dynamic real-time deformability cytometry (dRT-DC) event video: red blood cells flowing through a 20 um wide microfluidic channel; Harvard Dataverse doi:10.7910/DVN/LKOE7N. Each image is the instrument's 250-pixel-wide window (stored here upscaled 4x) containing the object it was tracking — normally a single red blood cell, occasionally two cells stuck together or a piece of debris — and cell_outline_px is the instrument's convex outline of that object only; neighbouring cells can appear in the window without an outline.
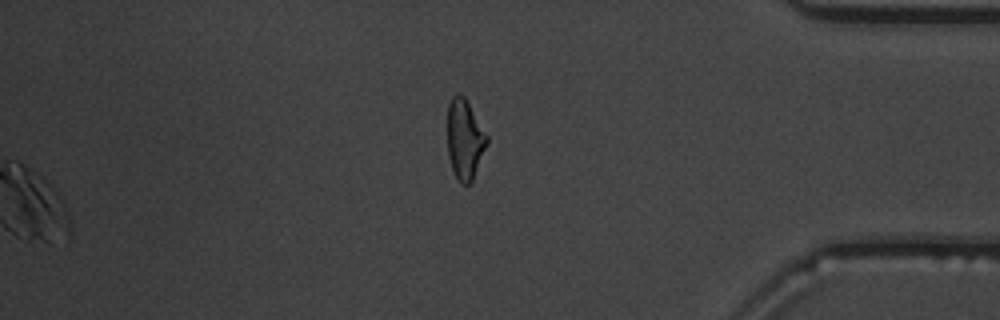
{"species": "common noctule bat (a hibernating species)", "species_latin": "Nyctalus noctula", "temperature_condition": "warm", "stored_images_in_passage": 49, "segment_of_instrument_passage": [2, 2], "camera_frame_rate_fps": 3000, "um_per_image_px": 0.085, "animal": {"sex": "male", "body_mass_g": 19.5, "forearm_length_mm": 54.6}, "frame": {"image": 1, "passage_image": 49, "time_ms": 16.0, "image_size_px": [1000, 320], "cell_outline_px": [[488, 140], [472, 180], [468, 184], [460, 184], [456, 180], [448, 156], [448, 104], [452, 96], [456, 92], [464, 96], [488, 136]], "centroid_in_image_um": [39.48, 11.83], "position_along_channel_um": 395.7, "area_um2": 18.21}}